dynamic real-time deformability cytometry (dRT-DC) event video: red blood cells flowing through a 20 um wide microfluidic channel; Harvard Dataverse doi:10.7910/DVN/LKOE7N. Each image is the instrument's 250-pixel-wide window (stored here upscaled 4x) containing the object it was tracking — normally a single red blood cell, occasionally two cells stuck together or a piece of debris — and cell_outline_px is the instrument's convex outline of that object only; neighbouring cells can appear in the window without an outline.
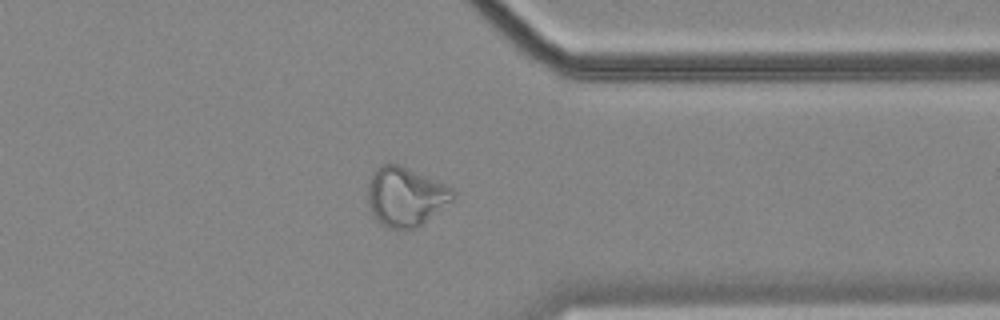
{"species": "common noctule bat (a hibernating species)", "species_latin": "Nyctalus noctula", "temperature_condition": "cold", "stored_images_in_passage": 43, "camera_frame_rate_fps": 3000, "um_per_image_px": 0.085, "animal": {"sex": "female", "body_mass_g": 18.4}, "frame": {"image": 1, "passage_image": 31, "time_ms": 10.0, "image_size_px": [1000, 320], "cell_outline_px": [[456, 196], [452, 200], [416, 228], [388, 228], [380, 224], [376, 220], [368, 204], [368, 184], [372, 172], [380, 164], [396, 164], [444, 184], [452, 188], [456, 192]], "centroid_in_image_um": [34.43, 16.71], "position_along_channel_um": 377.0, "area_um2": 28.84}, "authors_computed_cell_mechanics": {"area_um2": 26.9926, "velocity_mm_per_s": 3.4933, "shape_relaxation_time_tau1_ms": null, "shape_relaxation_time_tau2_ms": 2.7022, "deformation_change_tau1": null, "deformation_change_tau2": 0.0992}}